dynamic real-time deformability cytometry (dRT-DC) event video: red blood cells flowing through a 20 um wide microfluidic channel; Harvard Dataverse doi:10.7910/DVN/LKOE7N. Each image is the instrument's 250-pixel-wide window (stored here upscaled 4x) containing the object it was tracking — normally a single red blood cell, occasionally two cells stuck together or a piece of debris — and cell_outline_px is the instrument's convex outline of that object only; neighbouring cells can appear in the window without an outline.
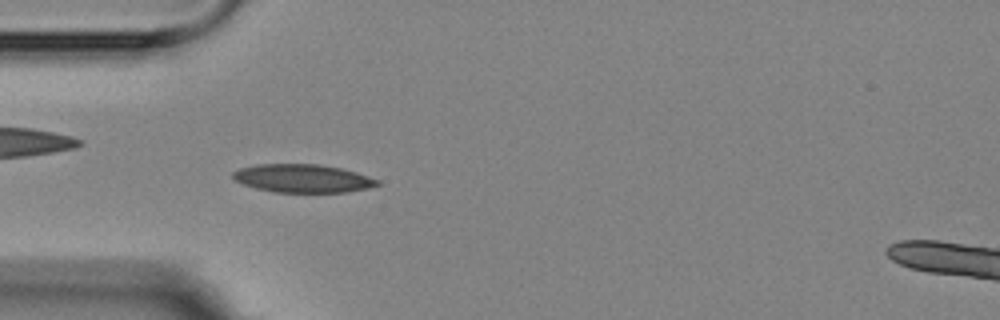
{"species": "Egyptian fruit bat (a non-hibernating species)", "species_latin": "Rousettus aegyptiacus", "temperature_condition": "room temperature", "stored_images_in_passage": 3, "camera_frame_rate_fps": 3000, "um_per_image_px": 0.085, "animal": {"sex": "female"}, "frame": {"image": 1, "passage_image": 3, "time_ms": 3.0, "image_size_px": [1000, 320], "cell_outline_px": [[380, 184], [368, 188], [348, 192], [272, 192], [256, 188], [244, 184], [236, 180], [232, 176], [232, 172], [240, 168], [256, 164], [320, 164], [340, 168], [356, 172], [380, 180]], "centroid_in_image_um": [25.74, 15.16], "position_along_channel_um": 59.3, "area_um2": 23.76}}